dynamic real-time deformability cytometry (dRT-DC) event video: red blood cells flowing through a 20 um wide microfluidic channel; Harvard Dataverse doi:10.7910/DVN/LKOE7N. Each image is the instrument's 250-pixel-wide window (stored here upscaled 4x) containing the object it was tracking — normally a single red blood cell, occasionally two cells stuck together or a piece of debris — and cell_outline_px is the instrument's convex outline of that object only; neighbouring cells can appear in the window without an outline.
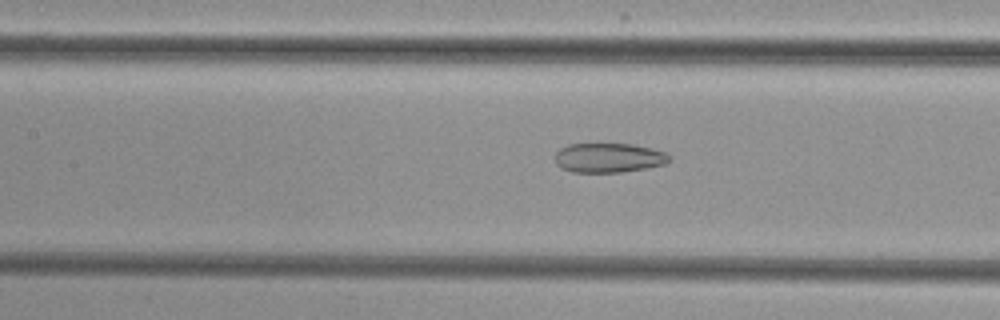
{"species": "common noctule bat (a hibernating species)", "species_latin": "Nyctalus noctula", "temperature_condition": "cold", "stored_images_in_passage": 34, "camera_frame_rate_fps": 3000, "um_per_image_px": 0.085, "animal": {"sex": "female", "body_mass_g": 29.2, "forearm_length_mm": 56.3}, "frame": {"image": 1, "passage_image": 16, "time_ms": 5.0, "image_size_px": [1000, 320], "cell_outline_px": [[672, 160], [664, 164], [648, 168], [620, 172], [572, 172], [560, 168], [556, 164], [556, 152], [560, 148], [568, 144], [632, 144], [652, 148], [664, 152], [672, 156]], "centroid_in_image_um": [51.76, 13.41], "position_along_channel_um": 155.6, "area_um2": 19.77}}
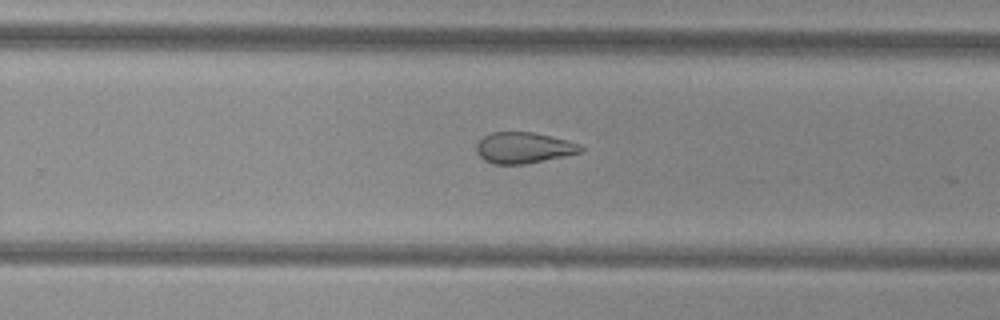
{"frame": {"image": 2, "passage_image": 26, "time_ms": 8.333, "image_size_px": [1000, 320], "cell_outline_px": [[584, 152], [528, 164], [492, 164], [484, 160], [476, 152], [476, 144], [484, 136], [492, 132], [532, 132], [568, 140], [580, 144], [584, 148]], "centroid_in_image_um": [44.54, 12.57], "position_along_channel_um": 285.3, "area_um2": 19.07}}
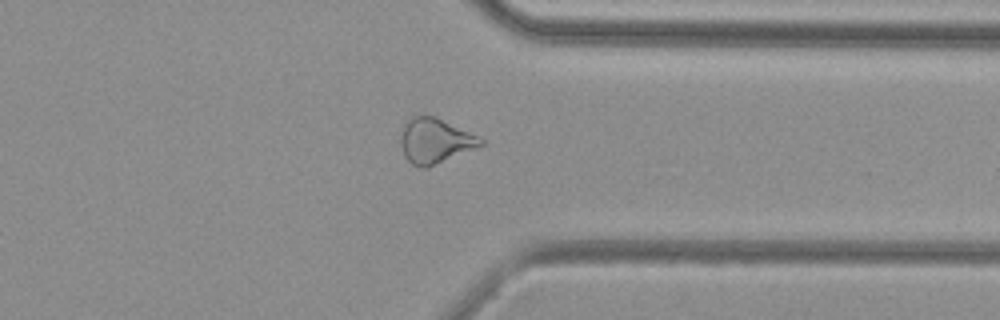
{"frame": {"image": 3, "passage_image": 33, "time_ms": 10.667, "image_size_px": [1000, 320], "cell_outline_px": [[484, 144], [476, 148], [428, 168], [420, 168], [412, 164], [404, 156], [400, 144], [400, 140], [404, 124], [412, 116], [436, 116], [484, 140]], "centroid_in_image_um": [36.95, 11.99], "position_along_channel_um": 374.4, "area_um2": 20.87}}